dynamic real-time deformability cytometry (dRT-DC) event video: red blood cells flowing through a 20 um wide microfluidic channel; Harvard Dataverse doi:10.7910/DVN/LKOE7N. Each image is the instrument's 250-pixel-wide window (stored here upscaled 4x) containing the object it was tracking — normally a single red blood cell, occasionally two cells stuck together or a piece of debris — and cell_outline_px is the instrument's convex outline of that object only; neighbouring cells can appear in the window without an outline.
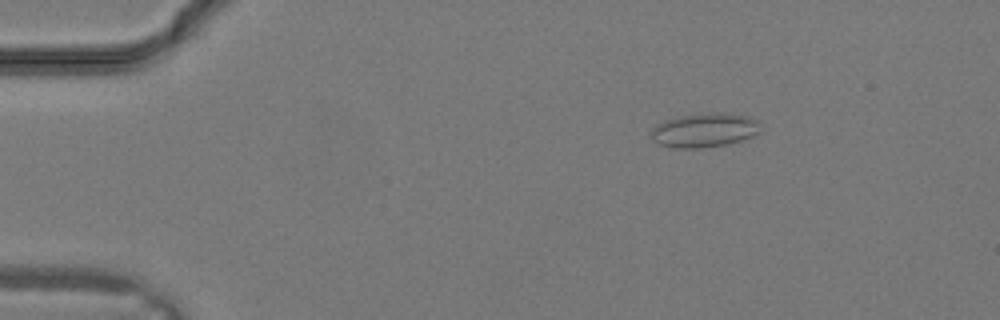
{"species": "common noctule bat (a hibernating species)", "species_latin": "Nyctalus noctula", "temperature_condition": "warm", "stored_images_in_passage": 27, "camera_frame_rate_fps": 3000, "um_per_image_px": 0.085, "animal": {"sex": "male", "body_mass_g": 19.2, "forearm_length_mm": 51.8}, "frame": {"image": 1, "passage_image": 1, "time_ms": 0.0, "image_size_px": [1000, 320], "cell_outline_px": [[760, 132], [744, 140], [728, 144], [704, 148], [672, 148], [660, 144], [652, 140], [652, 128], [656, 124], [664, 120], [680, 116], [716, 112], [720, 112], [748, 116], [756, 120]], "centroid_in_image_um": [59.86, 11.08], "position_along_channel_um": 25.1, "area_um2": 21.79}}
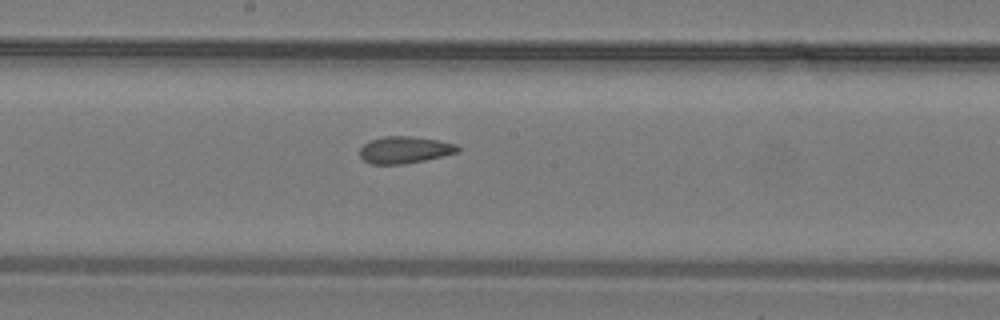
{"frame": {"image": 2, "passage_image": 13, "time_ms": 4.0, "image_size_px": [1000, 320], "cell_outline_px": [[460, 152], [424, 160], [404, 164], [368, 164], [360, 156], [360, 148], [368, 140], [384, 136], [412, 136], [436, 140], [456, 144], [460, 148]], "centroid_in_image_um": [34.37, 12.74], "position_along_channel_um": 213.8, "area_um2": 15.43}}
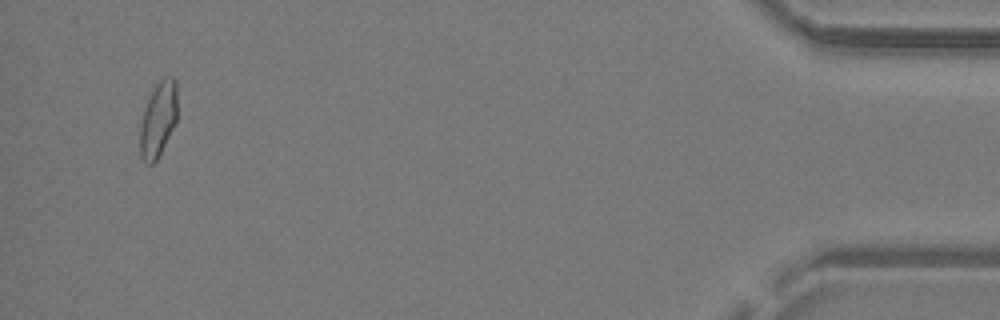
{"frame": {"image": 3, "passage_image": 26, "time_ms": 8.333, "image_size_px": [1000, 320], "cell_outline_px": [[176, 124], [156, 160], [152, 164], [144, 164], [140, 156], [140, 124], [144, 108], [156, 84], [164, 76], [172, 76], [176, 80]], "centroid_in_image_um": [13.44, 10.16], "position_along_channel_um": 421.8, "area_um2": 16.36}}